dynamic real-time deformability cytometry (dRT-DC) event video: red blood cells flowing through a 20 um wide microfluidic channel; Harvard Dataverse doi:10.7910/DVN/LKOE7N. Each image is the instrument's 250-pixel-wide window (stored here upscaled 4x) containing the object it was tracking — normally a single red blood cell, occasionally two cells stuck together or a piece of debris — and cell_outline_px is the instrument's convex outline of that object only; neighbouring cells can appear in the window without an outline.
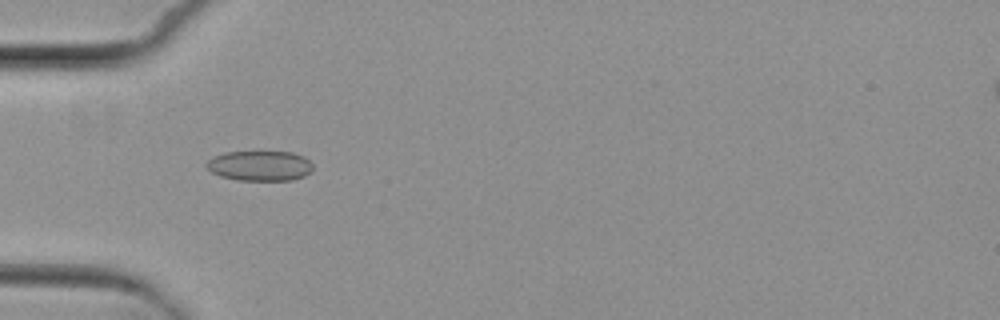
{"species": "common noctule bat (a hibernating species)", "species_latin": "Nyctalus noctula", "temperature_condition": "cold", "stored_images_in_passage": 1, "camera_frame_rate_fps": 3000, "um_per_image_px": 0.085, "animal": {"sex": "female", "body_mass_g": 29.2, "forearm_length_mm": 56.3}, "frame": {"image": 1, "passage_image": 1, "time_ms": 0.0, "image_size_px": [1000, 320], "cell_outline_px": [[312, 172], [304, 176], [292, 180], [236, 180], [220, 176], [212, 172], [204, 164], [208, 160], [224, 152], [292, 152], [304, 156], [312, 164]], "centroid_in_image_um": [22.1, 14.09], "position_along_channel_um": 62.9, "area_um2": 18.67}}